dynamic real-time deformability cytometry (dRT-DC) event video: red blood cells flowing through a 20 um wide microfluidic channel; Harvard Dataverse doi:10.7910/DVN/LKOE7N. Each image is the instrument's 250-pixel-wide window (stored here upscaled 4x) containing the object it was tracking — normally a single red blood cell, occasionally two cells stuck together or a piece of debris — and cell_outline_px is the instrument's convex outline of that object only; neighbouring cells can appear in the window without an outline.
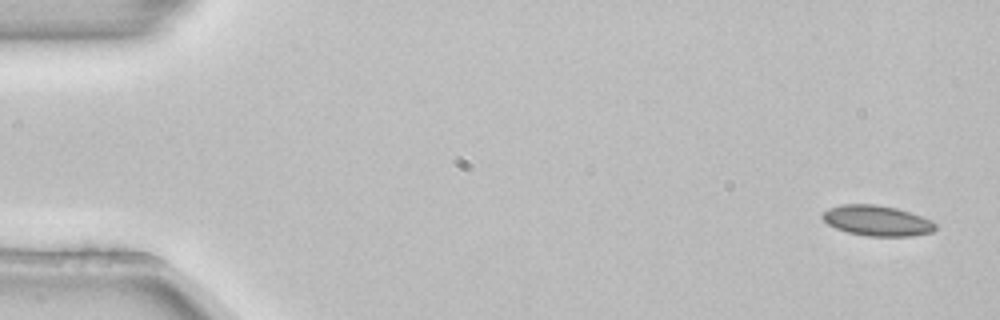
{"species": "common noctule bat (a hibernating species)", "species_latin": "Nyctalus noctula", "temperature_condition": "room temperature", "stored_images_in_passage": 4, "camera_frame_rate_fps": 3000, "um_per_image_px": 0.085, "animal": {"sex": "female", "body_mass_g": 22.7, "forearm_length_mm": 54.2}, "frame": {"image": 1, "passage_image": 1, "time_ms": 0.0, "image_size_px": [1000, 320], "cell_outline_px": [[936, 228], [932, 232], [912, 236], [868, 236], [848, 232], [836, 228], [828, 224], [820, 216], [828, 208], [840, 204], [876, 204], [896, 208], [932, 220], [936, 224]], "centroid_in_image_um": [74.53, 18.75], "position_along_channel_um": 10.5, "area_um2": 20.0}}
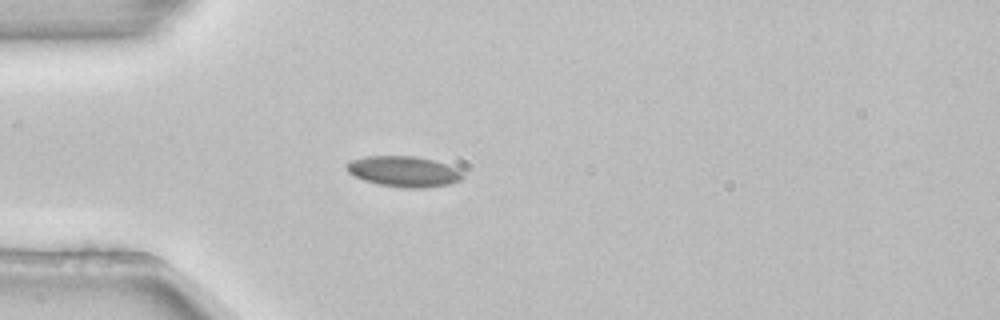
{"frame": {"image": 2, "passage_image": 4, "time_ms": 1.0, "image_size_px": [1000, 320], "cell_outline_px": [[464, 176], [460, 180], [448, 184], [424, 188], [408, 188], [380, 184], [364, 180], [352, 176], [344, 168], [344, 164], [352, 160], [364, 156], [416, 156], [432, 160], [456, 168]], "centroid_in_image_um": [34.25, 14.57], "position_along_channel_um": 50.8, "area_um2": 20.63}}